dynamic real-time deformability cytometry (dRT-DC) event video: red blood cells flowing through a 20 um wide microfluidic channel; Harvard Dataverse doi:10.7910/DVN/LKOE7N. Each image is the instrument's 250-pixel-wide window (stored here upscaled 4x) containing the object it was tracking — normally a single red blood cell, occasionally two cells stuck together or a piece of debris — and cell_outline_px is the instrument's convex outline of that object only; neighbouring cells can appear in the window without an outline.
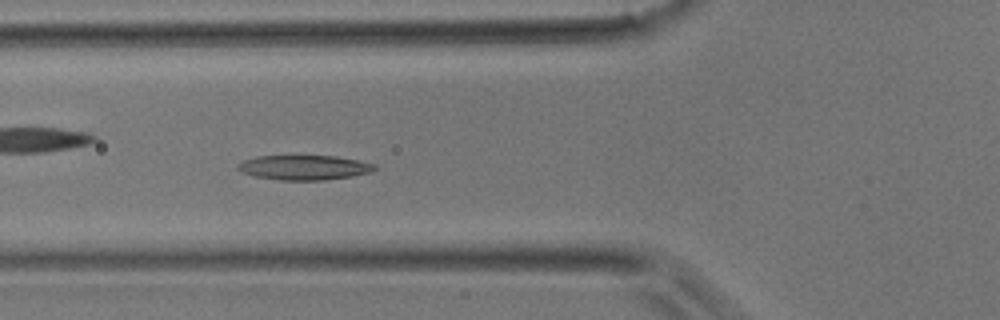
{"species": "common noctule bat (a hibernating species)", "species_latin": "Nyctalus noctula", "temperature_condition": "room temperature", "stored_images_in_passage": 40, "camera_frame_rate_fps": 3000, "um_per_image_px": 0.085, "animal": {"sex": "male", "body_mass_g": 17.9}, "frame": {"image": 1, "passage_image": 14, "time_ms": 4.333, "image_size_px": [1000, 320], "cell_outline_px": [[380, 168], [368, 172], [352, 176], [324, 180], [280, 180], [256, 176], [240, 172], [236, 168], [236, 164], [244, 160], [256, 156], [336, 156], [376, 164]], "centroid_in_image_um": [25.84, 14.23], "position_along_channel_um": 100.0, "area_um2": 19.71}}
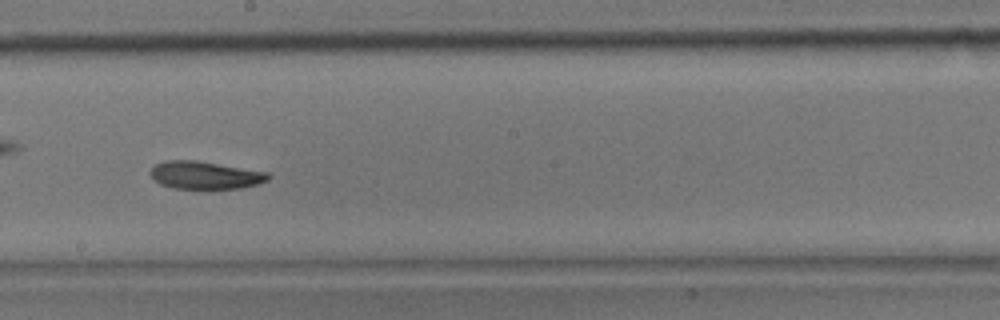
{"frame": {"image": 2, "passage_image": 22, "time_ms": 7.0, "image_size_px": [1000, 320], "cell_outline_px": [[272, 176], [268, 180], [244, 188], [172, 188], [160, 184], [148, 172], [156, 164], [164, 160], [196, 160], [268, 172]], "centroid_in_image_um": [17.44, 14.88], "position_along_channel_um": 230.8, "area_um2": 18.96}}
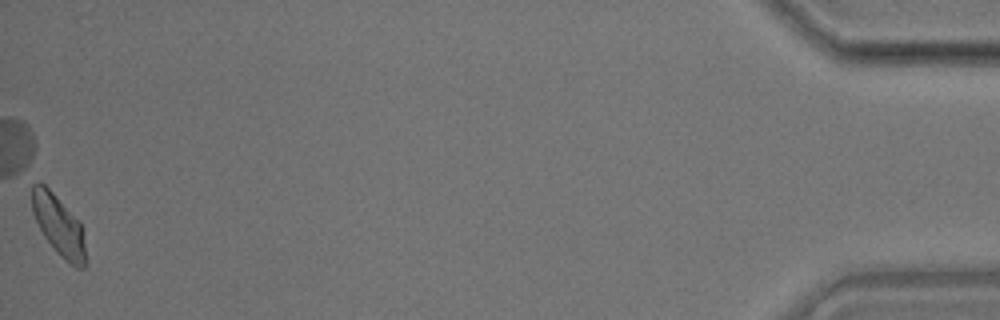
{"frame": {"image": 3, "passage_image": 40, "time_ms": 13.0, "image_size_px": [1000, 320], "cell_outline_px": [[88, 264], [84, 268], [76, 268], [60, 256], [44, 236], [32, 212], [32, 180], [44, 184], [80, 220]], "centroid_in_image_um": [5.01, 19.17], "position_along_channel_um": 430.2, "area_um2": 19.02}}